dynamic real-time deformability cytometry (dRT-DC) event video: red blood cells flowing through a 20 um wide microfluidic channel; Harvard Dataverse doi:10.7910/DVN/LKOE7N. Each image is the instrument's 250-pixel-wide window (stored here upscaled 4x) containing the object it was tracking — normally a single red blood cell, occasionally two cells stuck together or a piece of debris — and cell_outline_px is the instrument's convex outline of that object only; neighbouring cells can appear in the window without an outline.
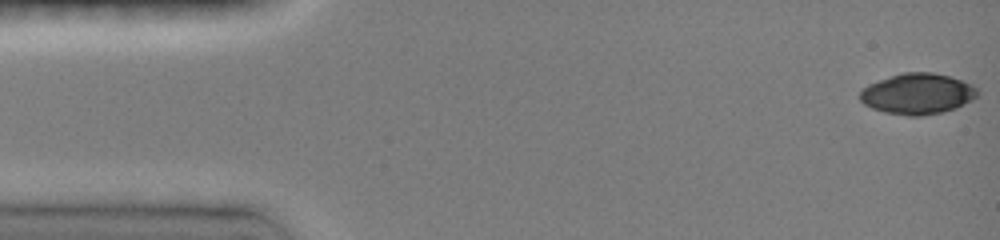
{"species": "common noctule bat (a hibernating species)", "species_latin": "Nyctalus noctula", "temperature_condition": "room temperature", "stored_images_in_passage": 47, "camera_frame_rate_fps": 3000, "um_per_image_px": 0.085, "animal": {"sex": "female", "body_mass_g": 19.0, "forearm_length_mm": 51.5}, "frame": {"image": 1, "passage_image": 1, "time_ms": 0.0, "image_size_px": [1000, 240], "cell_outline_px": [[980, 92], [972, 100], [956, 108], [944, 112], [920, 116], [908, 116], [884, 112], [872, 108], [864, 104], [860, 100], [860, 92], [868, 84], [904, 72], [932, 72], [948, 76], [972, 84]], "centroid_in_image_um": [78.0, 7.98], "position_along_channel_um": 7.0, "area_um2": 27.86}}
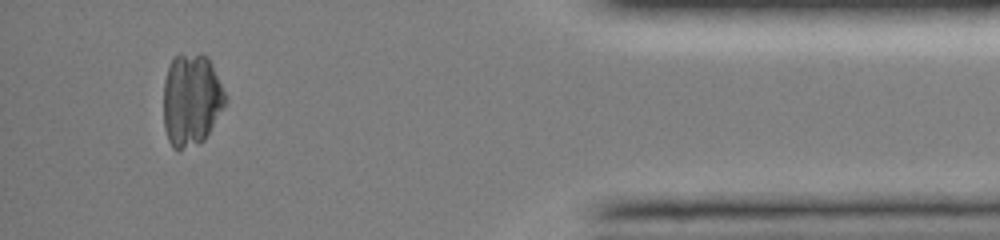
{"frame": {"image": 2, "passage_image": 43, "time_ms": 14.0, "image_size_px": [1000, 240], "cell_outline_px": [[228, 100], [204, 140], [180, 148], [172, 148], [168, 140], [164, 128], [164, 80], [168, 68], [172, 60], [176, 56], [200, 52], [208, 56], [212, 64]], "centroid_in_image_um": [16.27, 8.45], "position_along_channel_um": 418.9, "area_um2": 33.0}}